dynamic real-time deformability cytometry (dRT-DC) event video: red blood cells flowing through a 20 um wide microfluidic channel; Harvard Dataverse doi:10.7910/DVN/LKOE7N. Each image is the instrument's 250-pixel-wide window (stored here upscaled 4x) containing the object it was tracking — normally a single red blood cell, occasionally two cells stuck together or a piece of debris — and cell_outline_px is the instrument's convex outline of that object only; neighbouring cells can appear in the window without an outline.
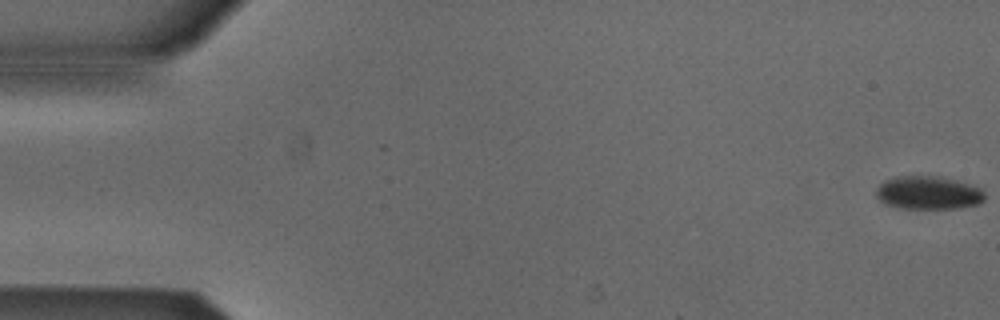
{"species": "Egyptian fruit bat (a non-hibernating species)", "species_latin": "Rousettus aegyptiacus", "temperature_condition": "cold", "stored_images_in_passage": 54, "camera_frame_rate_fps": 3000, "um_per_image_px": 0.085, "animal": {"sex": "male"}, "frame": {"image": 1, "passage_image": 1, "time_ms": 0.0, "image_size_px": [1000, 320], "cell_outline_px": [[984, 200], [980, 204], [960, 208], [896, 208], [884, 204], [876, 196], [876, 188], [884, 180], [892, 176], [940, 176], [972, 184], [984, 188]], "centroid_in_image_um": [78.92, 16.38], "position_along_channel_um": 6.1, "area_um2": 21.5}}
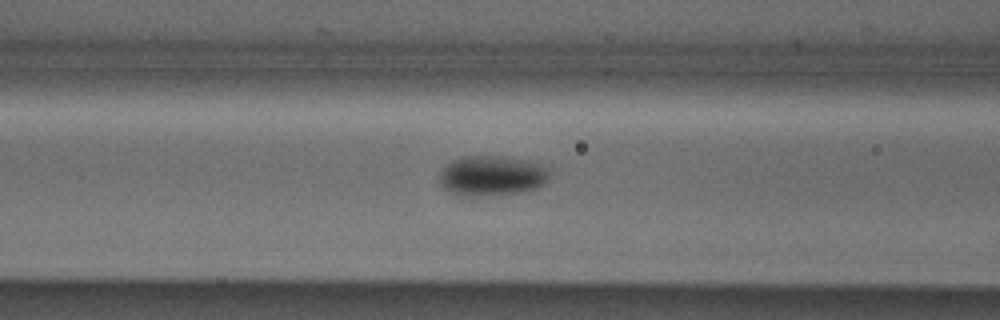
{"frame": {"image": 2, "passage_image": 22, "time_ms": 7.0, "image_size_px": [1000, 320], "cell_outline_px": [[552, 172], [548, 180], [540, 188], [524, 192], [492, 196], [460, 196], [448, 192], [440, 184], [440, 172], [452, 160], [464, 156], [500, 156], [528, 160], [548, 164]], "centroid_in_image_um": [41.9, 14.95], "position_along_channel_um": 124.7, "area_um2": 26.65}}
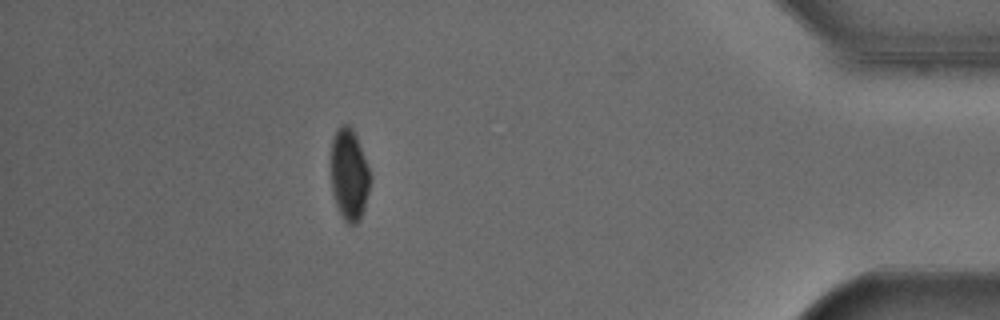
{"frame": {"image": 3, "passage_image": 48, "time_ms": 15.667, "image_size_px": [1000, 320], "cell_outline_px": [[372, 180], [364, 208], [360, 220], [356, 224], [348, 224], [344, 220], [336, 204], [332, 192], [332, 140], [336, 128], [344, 124], [348, 124], [352, 128], [356, 136], [372, 176]], "centroid_in_image_um": [29.7, 14.85], "position_along_channel_um": 405.5, "area_um2": 20.92}}